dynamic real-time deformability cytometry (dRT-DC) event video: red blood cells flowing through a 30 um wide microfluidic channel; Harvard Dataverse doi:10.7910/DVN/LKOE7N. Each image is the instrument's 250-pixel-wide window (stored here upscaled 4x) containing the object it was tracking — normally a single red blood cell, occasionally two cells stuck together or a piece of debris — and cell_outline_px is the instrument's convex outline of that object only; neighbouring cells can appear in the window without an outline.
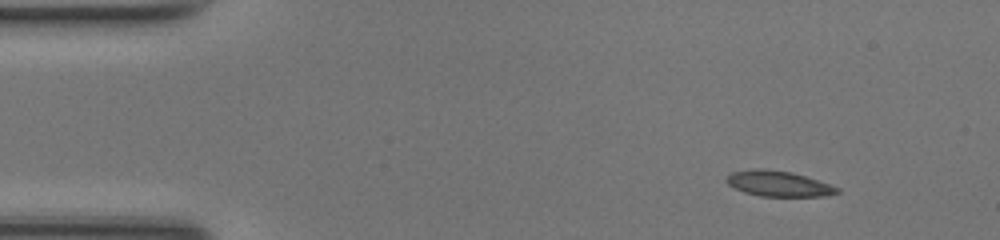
{"species": "common noctule bat (a hibernating species)", "species_latin": "Nyctalus noctula", "temperature_condition": "room temperature", "stored_images_in_passage": 44, "camera_frame_rate_fps": 3000, "um_per_image_px": 0.085, "animal": {"sex": "female", "body_mass_g": 17.0, "forearm_length_mm": 48.0}, "frame": {"image": 1, "passage_image": 1, "time_ms": 0.0, "image_size_px": [1000, 240], "cell_outline_px": [[840, 192], [828, 196], [760, 196], [744, 192], [728, 184], [724, 180], [732, 172], [752, 168], [764, 168], [792, 172], [840, 188]], "centroid_in_image_um": [66.15, 15.6], "position_along_channel_um": 18.8, "area_um2": 16.42}}
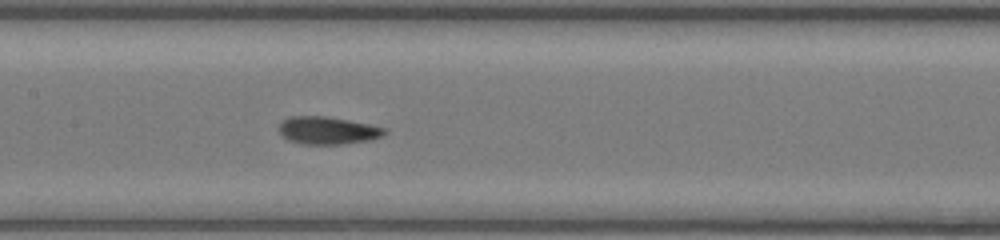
{"frame": {"image": 2, "passage_image": 19, "time_ms": 6.0, "image_size_px": [1000, 240], "cell_outline_px": [[388, 132], [384, 136], [372, 140], [344, 144], [300, 144], [288, 140], [280, 132], [280, 124], [284, 120], [292, 116], [324, 116], [348, 120], [388, 128]], "centroid_in_image_um": [27.93, 11.1], "position_along_channel_um": 179.5, "area_um2": 17.05}}
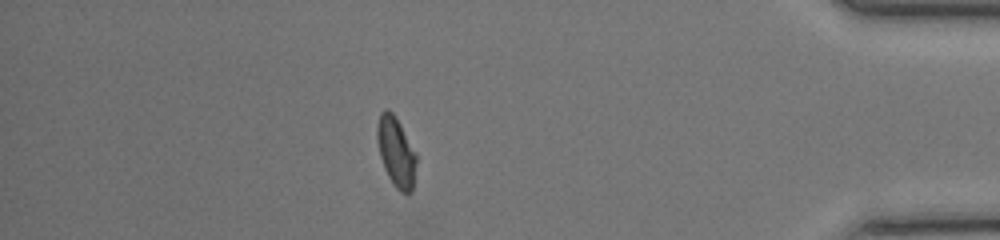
{"frame": {"image": 3, "passage_image": 38, "time_ms": 12.333, "image_size_px": [1000, 240], "cell_outline_px": [[416, 164], [412, 192], [400, 192], [396, 188], [388, 176], [384, 168], [380, 156], [376, 140], [376, 128], [380, 112], [384, 108], [388, 108], [392, 112], [400, 124], [416, 152]], "centroid_in_image_um": [33.65, 12.88], "position_along_channel_um": 401.6, "area_um2": 16.01}, "authors_computed_cell_mechanics": {"area_um2": 16.4441, "velocity_mm_per_s": 4.2339, "shape_relaxation_time_tau1_ms": 6.9885, "shape_relaxation_time_tau2_ms": 2.07, "deformation_change_tau1": 0.2044, "deformation_change_tau2": 0.0677}}